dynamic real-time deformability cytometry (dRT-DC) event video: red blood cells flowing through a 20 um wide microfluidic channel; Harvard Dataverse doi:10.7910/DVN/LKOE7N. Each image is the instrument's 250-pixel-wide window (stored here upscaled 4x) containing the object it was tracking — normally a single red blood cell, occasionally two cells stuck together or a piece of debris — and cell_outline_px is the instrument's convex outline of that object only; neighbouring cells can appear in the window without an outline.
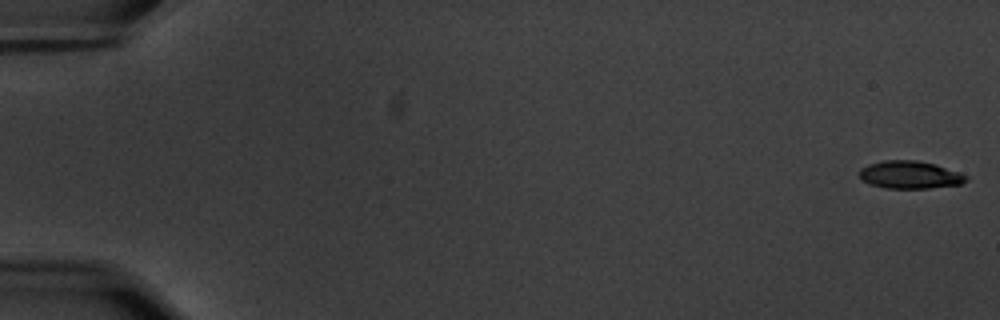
{"species": "common noctule bat (a hibernating species)", "species_latin": "Nyctalus noctula", "temperature_condition": "warm", "stored_images_in_passage": 18, "camera_frame_rate_fps": 3000, "um_per_image_px": 0.085, "animal": {"sex": "male", "body_mass_g": 20.1, "forearm_length_mm": 53.5}, "frame": {"image": 1, "passage_image": 1, "time_ms": 0.0, "image_size_px": [1000, 320], "cell_outline_px": [[968, 180], [960, 184], [928, 188], [888, 188], [872, 184], [864, 180], [856, 172], [860, 168], [868, 164], [884, 160], [916, 160], [936, 164], [960, 172], [968, 176]], "centroid_in_image_um": [77.35, 14.84], "position_along_channel_um": 7.6, "area_um2": 17.22}}
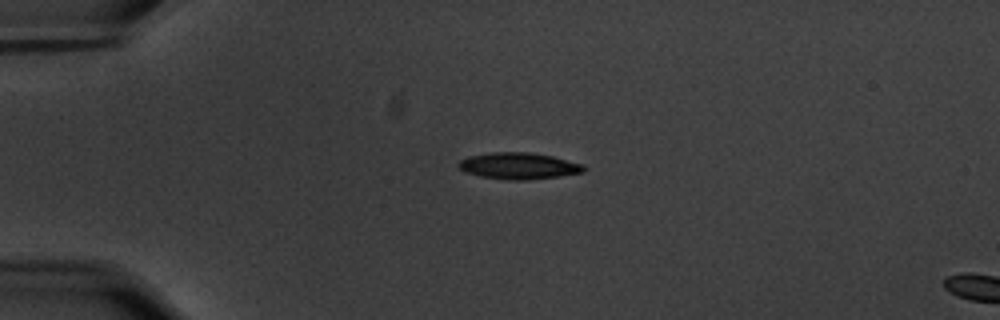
{"frame": {"image": 2, "passage_image": 15, "time_ms": 4.667, "image_size_px": [1000, 320], "cell_outline_px": [[588, 168], [584, 172], [560, 176], [528, 180], [508, 180], [480, 176], [464, 172], [456, 164], [460, 160], [468, 156], [492, 152], [528, 152], [552, 156], [580, 164]], "centroid_in_image_um": [44.06, 14.1], "position_along_channel_um": 40.9, "area_um2": 19.36}}